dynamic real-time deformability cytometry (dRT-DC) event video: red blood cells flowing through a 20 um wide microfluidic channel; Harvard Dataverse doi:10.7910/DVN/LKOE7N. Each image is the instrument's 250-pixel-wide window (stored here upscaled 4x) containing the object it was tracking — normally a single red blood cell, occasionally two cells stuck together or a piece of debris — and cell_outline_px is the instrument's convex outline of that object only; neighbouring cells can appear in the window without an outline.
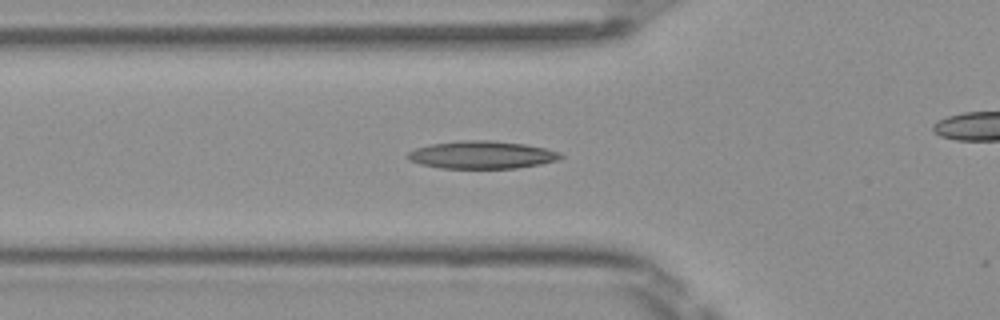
{"species": "Egyptian fruit bat (a non-hibernating species)", "species_latin": "Rousettus aegyptiacus", "temperature_condition": "room temperature", "stored_images_in_passage": 15, "camera_frame_rate_fps": 3000, "um_per_image_px": 0.085, "frame": {"image": 1, "passage_image": 14, "time_ms": 4.333, "image_size_px": [1000, 320], "cell_outline_px": [[564, 156], [560, 160], [540, 164], [516, 168], [440, 168], [420, 164], [408, 160], [408, 152], [416, 148], [432, 144], [460, 140], [488, 140], [524, 144], [544, 148], [560, 152]], "centroid_in_image_um": [40.97, 13.16], "position_along_channel_um": 84.8, "area_um2": 24.62}}